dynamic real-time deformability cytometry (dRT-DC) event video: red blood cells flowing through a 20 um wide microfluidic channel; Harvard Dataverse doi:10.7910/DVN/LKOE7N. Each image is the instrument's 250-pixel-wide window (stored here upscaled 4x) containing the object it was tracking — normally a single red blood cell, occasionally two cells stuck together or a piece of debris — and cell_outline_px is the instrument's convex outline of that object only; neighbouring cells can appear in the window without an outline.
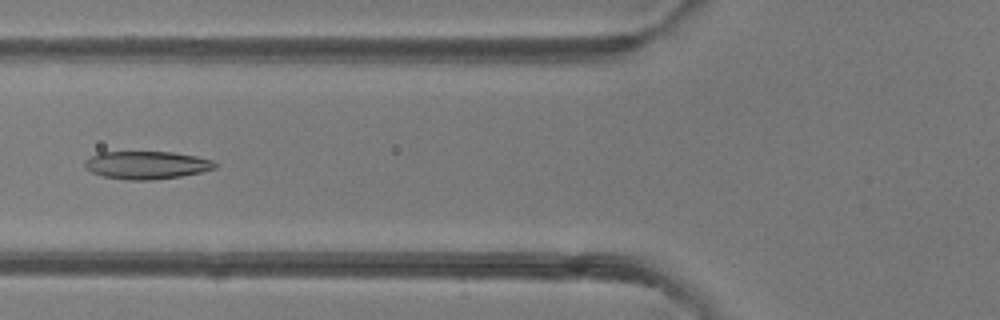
{"species": "common noctule bat (a hibernating species)", "species_latin": "Nyctalus noctula", "temperature_condition": "room temperature", "stored_images_in_passage": 6, "camera_frame_rate_fps": 3000, "um_per_image_px": 0.085, "animal": {"sex": "female"}, "frame": {"image": 1, "passage_image": 6, "time_ms": 5.667, "image_size_px": [1000, 320], "cell_outline_px": [[216, 168], [200, 172], [180, 176], [152, 180], [128, 180], [104, 176], [92, 172], [84, 164], [84, 160], [100, 152], [172, 152], [196, 156], [212, 160], [216, 164]], "centroid_in_image_um": [12.47, 14.03], "position_along_channel_um": 113.3, "area_um2": 20.92}}